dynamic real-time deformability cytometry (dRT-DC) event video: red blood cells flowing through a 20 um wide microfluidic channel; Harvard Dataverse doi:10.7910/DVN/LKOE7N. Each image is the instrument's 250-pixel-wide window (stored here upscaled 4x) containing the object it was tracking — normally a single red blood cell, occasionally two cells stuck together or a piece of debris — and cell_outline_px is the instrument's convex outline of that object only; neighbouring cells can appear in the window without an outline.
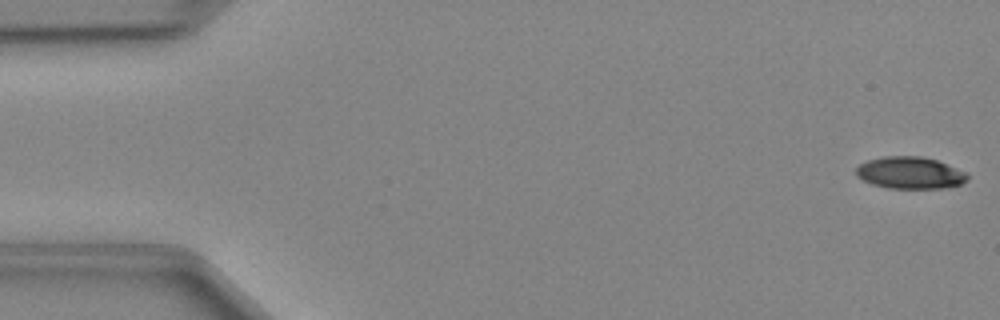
{"species": "Egyptian fruit bat (a non-hibernating species)", "species_latin": "Rousettus aegyptiacus", "temperature_condition": "cold", "stored_images_in_passage": 48, "camera_frame_rate_fps": 3000, "um_per_image_px": 0.085, "animal": {"sex": "female"}, "frame": {"image": 1, "passage_image": 1, "time_ms": 0.0, "image_size_px": [1000, 320], "cell_outline_px": [[968, 180], [960, 184], [948, 188], [888, 188], [872, 184], [856, 176], [856, 168], [860, 164], [868, 160], [884, 156], [920, 156], [936, 160], [964, 172], [968, 176]], "centroid_in_image_um": [77.33, 14.69], "position_along_channel_um": 7.7, "area_um2": 20.58}}
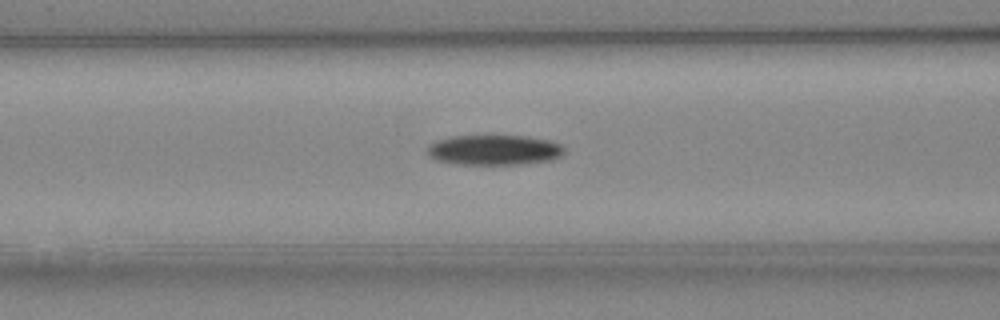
{"frame": {"image": 2, "passage_image": 19, "time_ms": 6.0, "image_size_px": [1000, 320], "cell_outline_px": [[564, 152], [560, 156], [552, 160], [524, 164], [464, 164], [440, 160], [432, 156], [428, 152], [428, 144], [436, 140], [452, 136], [524, 136], [552, 140], [560, 144], [564, 148]], "centroid_in_image_um": [42.07, 12.74], "position_along_channel_um": 124.5, "area_um2": 23.87}}
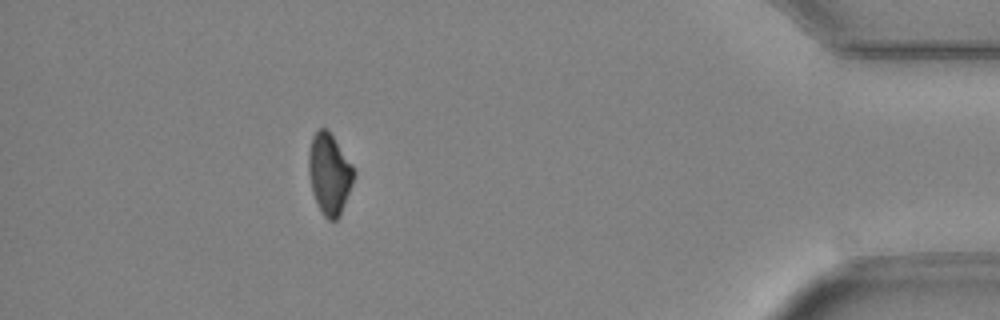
{"frame": {"image": 3, "passage_image": 43, "time_ms": 14.0, "image_size_px": [1000, 320], "cell_outline_px": [[356, 172], [352, 184], [340, 216], [336, 220], [328, 220], [320, 212], [312, 192], [308, 172], [308, 152], [312, 136], [320, 128], [324, 128], [332, 136], [352, 164]], "centroid_in_image_um": [27.98, 14.81], "position_along_channel_um": 407.2, "area_um2": 21.27}}